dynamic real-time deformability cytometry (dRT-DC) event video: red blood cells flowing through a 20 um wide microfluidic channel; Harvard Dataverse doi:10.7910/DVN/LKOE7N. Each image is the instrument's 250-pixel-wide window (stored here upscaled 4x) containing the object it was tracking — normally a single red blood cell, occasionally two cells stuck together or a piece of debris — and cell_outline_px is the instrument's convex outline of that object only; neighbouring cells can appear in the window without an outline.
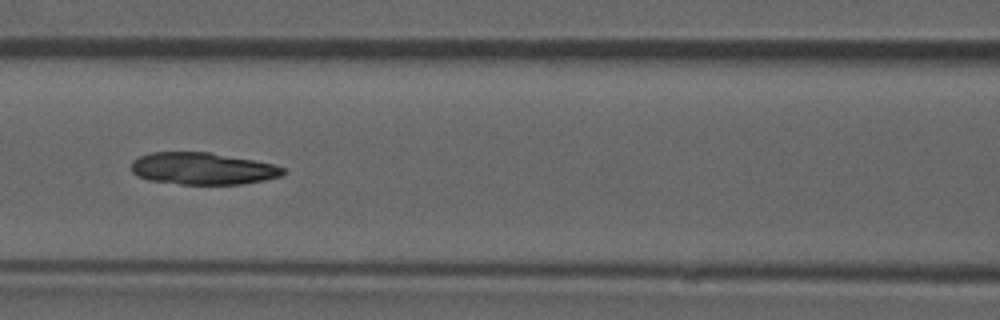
{"species": "common noctule bat (a hibernating species)", "species_latin": "Nyctalus noctula", "temperature_condition": "room temperature", "stored_images_in_passage": 52, "camera_frame_rate_fps": 3000, "um_per_image_px": 0.085, "animal": {"sex": "male", "forearm_length_mm": 52.5}, "frame": {"image": 1, "passage_image": 22, "time_ms": 7.0, "image_size_px": [1000, 320], "cell_outline_px": [[284, 172], [280, 176], [264, 180], [240, 184], [180, 184], [148, 180], [136, 176], [132, 172], [132, 160], [140, 156], [152, 152], [212, 152], [272, 164], [284, 168]], "centroid_in_image_um": [17.17, 14.33], "position_along_channel_um": 149.4, "area_um2": 28.21}}
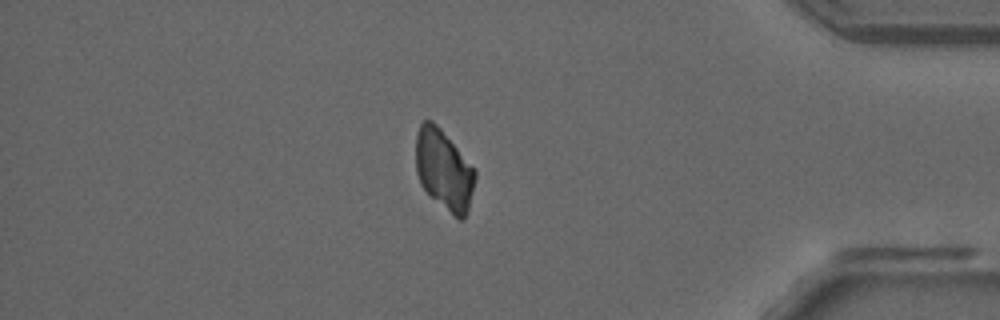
{"frame": {"image": 2, "passage_image": 44, "time_ms": 14.333, "image_size_px": [1000, 320], "cell_outline_px": [[476, 176], [468, 208], [464, 216], [460, 220], [432, 196], [420, 184], [416, 172], [416, 136], [420, 124], [424, 120], [432, 120], [440, 128], [476, 168]], "centroid_in_image_um": [37.73, 14.37], "position_along_channel_um": 397.5, "area_um2": 27.34}}